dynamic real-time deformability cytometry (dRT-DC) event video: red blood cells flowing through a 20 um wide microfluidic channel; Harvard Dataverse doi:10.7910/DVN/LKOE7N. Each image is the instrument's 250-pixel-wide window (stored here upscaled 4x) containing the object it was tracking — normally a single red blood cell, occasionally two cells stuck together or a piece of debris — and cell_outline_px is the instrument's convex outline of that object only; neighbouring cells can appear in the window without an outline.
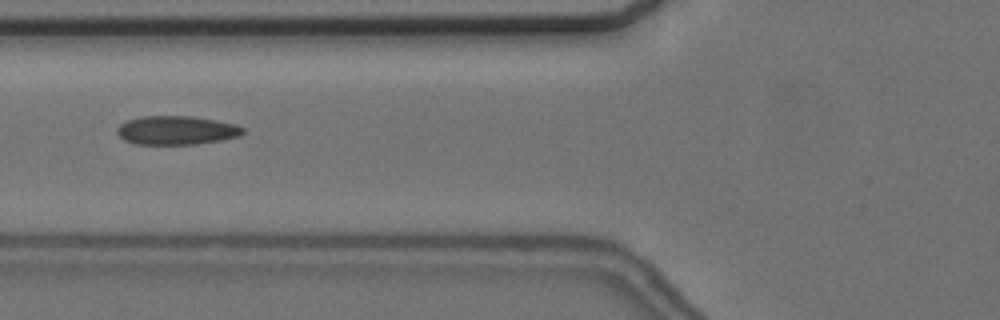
{"species": "common noctule bat (a hibernating species)", "species_latin": "Nyctalus noctula", "temperature_condition": "cold", "stored_images_in_passage": 56, "camera_frame_rate_fps": 3000, "um_per_image_px": 0.085, "animal": {"sex": "female", "body_mass_g": 24.6, "forearm_length_mm": 56.2}, "frame": {"image": 1, "passage_image": 22, "time_ms": 7.0, "image_size_px": [1000, 320], "cell_outline_px": [[244, 132], [240, 136], [220, 140], [196, 144], [136, 144], [124, 140], [116, 132], [116, 128], [120, 124], [128, 120], [140, 116], [192, 116], [216, 120], [236, 124], [244, 128]], "centroid_in_image_um": [15.0, 11.07], "position_along_channel_um": 110.8, "area_um2": 21.15}}
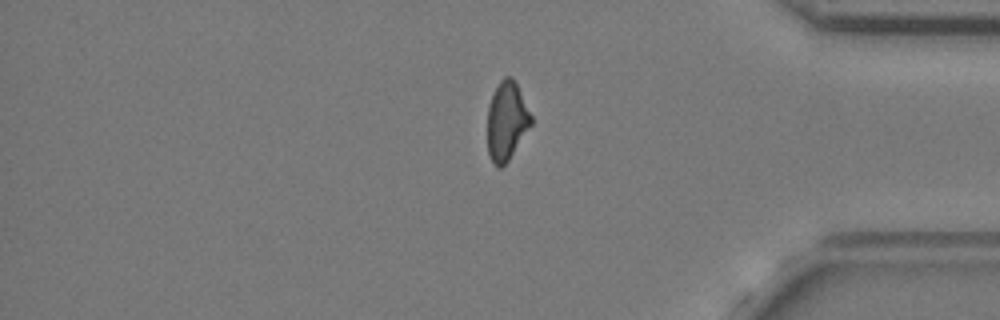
{"frame": {"image": 2, "passage_image": 47, "time_ms": 15.333, "image_size_px": [1000, 320], "cell_outline_px": [[532, 124], [508, 160], [500, 168], [496, 168], [492, 164], [488, 152], [488, 104], [500, 80], [504, 76], [512, 76], [532, 116]], "centroid_in_image_um": [43.05, 10.3], "position_along_channel_um": 392.1, "area_um2": 19.83}}
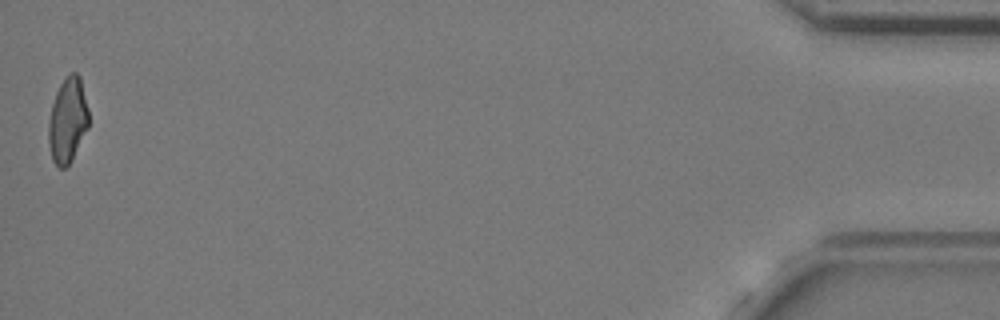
{"frame": {"image": 3, "passage_image": 56, "time_ms": 18.333, "image_size_px": [1000, 320], "cell_outline_px": [[88, 128], [72, 160], [64, 168], [60, 168], [52, 160], [48, 140], [48, 120], [52, 104], [56, 92], [60, 84], [72, 72], [76, 72], [80, 76], [88, 108]], "centroid_in_image_um": [5.75, 10.23], "position_along_channel_um": 429.5, "area_um2": 19.88}, "authors_computed_cell_mechanics": {"area_um2": 20.7502, "velocity_mm_per_s": 3.6456, "shape_relaxation_time_tau1_ms": null, "shape_relaxation_time_tau2_ms": 2.9712, "deformation_change_tau1": null, "deformation_change_tau2": 0.0751}}